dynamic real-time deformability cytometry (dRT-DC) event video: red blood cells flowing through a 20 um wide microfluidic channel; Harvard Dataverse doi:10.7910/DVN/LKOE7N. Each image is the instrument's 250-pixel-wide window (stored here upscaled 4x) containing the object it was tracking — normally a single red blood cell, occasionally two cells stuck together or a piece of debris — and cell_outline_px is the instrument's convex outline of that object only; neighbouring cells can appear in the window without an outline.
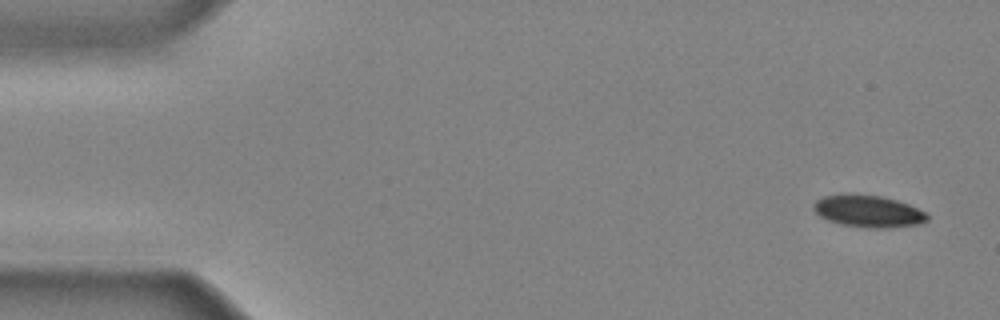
{"species": "common noctule bat (a hibernating species)", "species_latin": "Nyctalus noctula", "temperature_condition": "cold", "stored_images_in_passage": 42, "camera_frame_rate_fps": 3000, "um_per_image_px": 0.085, "animal": {"sex": "male", "body_mass_g": 20.4}, "frame": {"image": 1, "passage_image": 1, "time_ms": 0.0, "image_size_px": [1000, 320], "cell_outline_px": [[928, 220], [916, 224], [888, 228], [868, 228], [840, 224], [828, 220], [820, 216], [812, 208], [812, 204], [816, 200], [824, 196], [880, 196], [896, 200], [908, 204], [924, 212], [928, 216]], "centroid_in_image_um": [73.79, 17.99], "position_along_channel_um": 11.2, "area_um2": 20.52}}
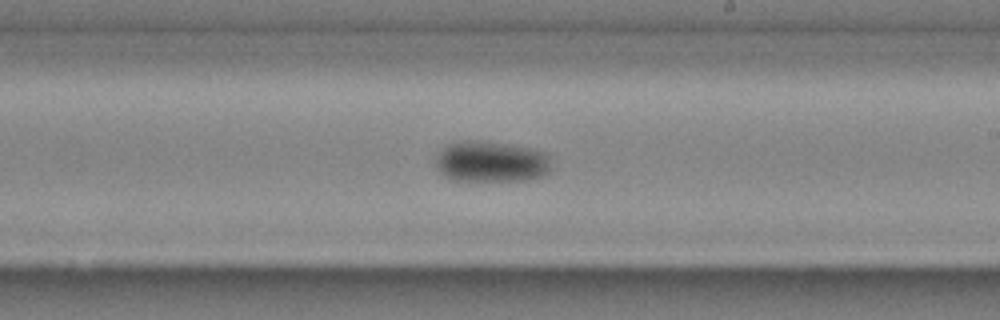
{"frame": {"image": 2, "passage_image": 25, "time_ms": 8.0, "image_size_px": [1000, 320], "cell_outline_px": [[548, 172], [544, 176], [524, 180], [448, 180], [436, 168], [436, 156], [448, 144], [456, 140], [484, 140], [512, 144], [544, 152], [548, 156]], "centroid_in_image_um": [41.69, 13.72], "position_along_channel_um": 247.3, "area_um2": 27.74}}
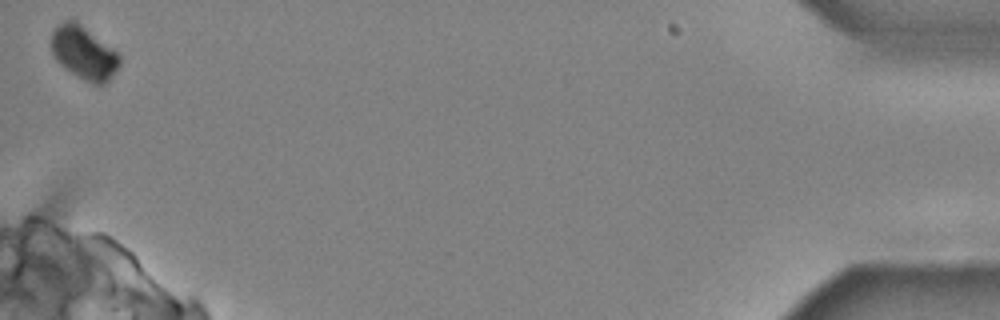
{"frame": {"image": 3, "passage_image": 42, "time_ms": 13.667, "image_size_px": [1000, 320], "cell_outline_px": [[120, 64], [112, 76], [104, 84], [96, 84], [84, 80], [60, 64], [56, 60], [52, 52], [52, 28], [56, 24], [64, 20], [72, 20], [80, 24], [116, 52], [120, 56]], "centroid_in_image_um": [7.1, 4.48], "position_along_channel_um": 428.1, "area_um2": 20.63}}